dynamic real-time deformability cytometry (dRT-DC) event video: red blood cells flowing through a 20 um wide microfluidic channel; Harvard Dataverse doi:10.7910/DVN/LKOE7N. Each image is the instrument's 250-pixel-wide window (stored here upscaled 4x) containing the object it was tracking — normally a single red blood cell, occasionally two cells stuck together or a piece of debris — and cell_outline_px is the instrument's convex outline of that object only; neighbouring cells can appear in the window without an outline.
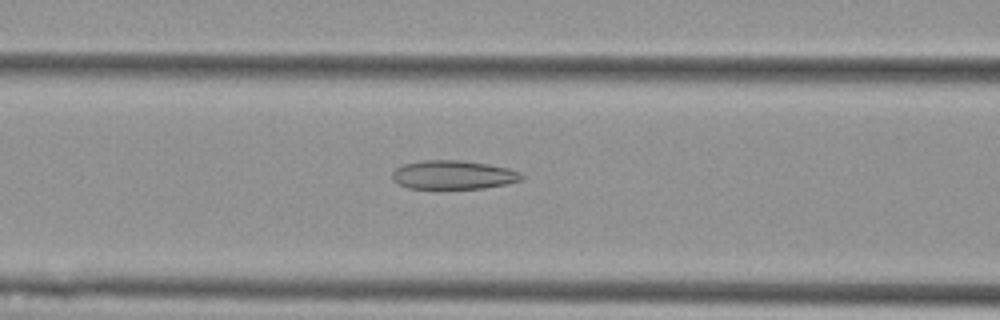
{"species": "Egyptian fruit bat (a non-hibernating species)", "species_latin": "Rousettus aegyptiacus", "temperature_condition": "cold", "stored_images_in_passage": 50, "camera_frame_rate_fps": 3000, "um_per_image_px": 0.085, "animal": {"sex": "female"}, "frame": {"image": 1, "passage_image": 17, "time_ms": 5.333, "image_size_px": [1000, 320], "cell_outline_px": [[524, 180], [508, 184], [484, 188], [408, 188], [392, 180], [392, 172], [396, 168], [404, 164], [424, 160], [460, 160], [488, 164], [508, 168], [520, 172], [524, 176]], "centroid_in_image_um": [38.56, 14.86], "position_along_channel_um": 128.0, "area_um2": 21.73}}
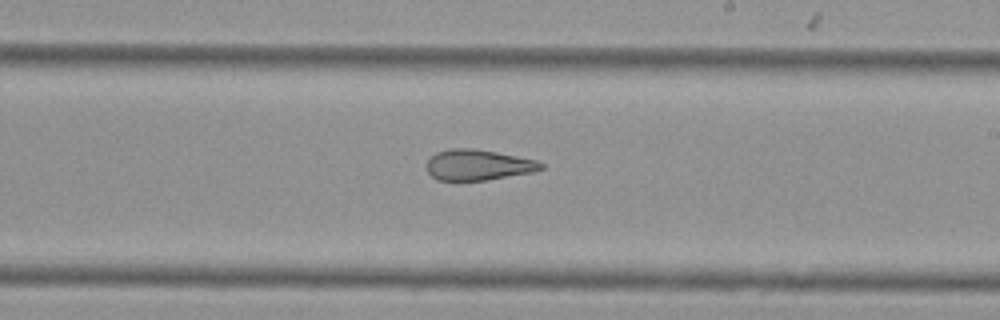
{"frame": {"image": 2, "passage_image": 27, "time_ms": 8.667, "image_size_px": [1000, 320], "cell_outline_px": [[544, 168], [532, 172], [484, 180], [436, 180], [428, 172], [428, 160], [436, 152], [448, 148], [476, 148], [536, 160], [544, 164]], "centroid_in_image_um": [40.63, 14.0], "position_along_channel_um": 248.4, "area_um2": 20.29}}
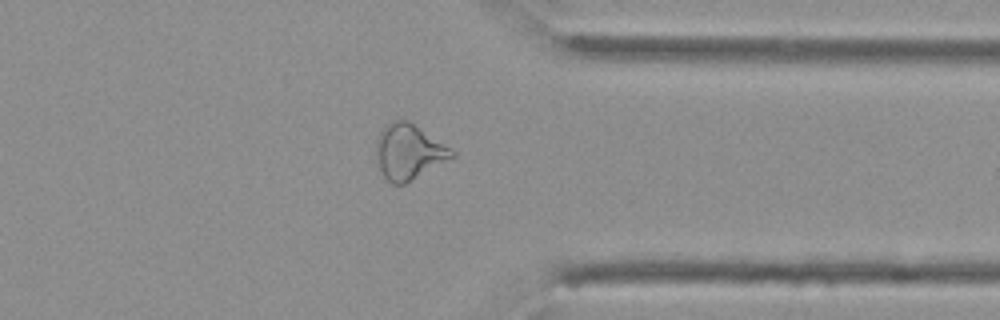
{"frame": {"image": 3, "passage_image": 38, "time_ms": 12.333, "image_size_px": [1000, 320], "cell_outline_px": [[456, 156], [404, 184], [392, 184], [384, 176], [380, 168], [376, 156], [376, 140], [380, 132], [392, 120], [408, 120], [452, 148], [456, 152]], "centroid_in_image_um": [34.76, 12.9], "position_along_channel_um": 376.6, "area_um2": 24.22}, "authors_computed_cell_mechanics": {"area_um2": 24.565, "velocity_mm_per_s": 3.6288, "shape_relaxation_time_tau1_ms": null, "shape_relaxation_time_tau2_ms": 3.3497, "deformation_change_tau1": null, "deformation_change_tau2": 0.1154}}